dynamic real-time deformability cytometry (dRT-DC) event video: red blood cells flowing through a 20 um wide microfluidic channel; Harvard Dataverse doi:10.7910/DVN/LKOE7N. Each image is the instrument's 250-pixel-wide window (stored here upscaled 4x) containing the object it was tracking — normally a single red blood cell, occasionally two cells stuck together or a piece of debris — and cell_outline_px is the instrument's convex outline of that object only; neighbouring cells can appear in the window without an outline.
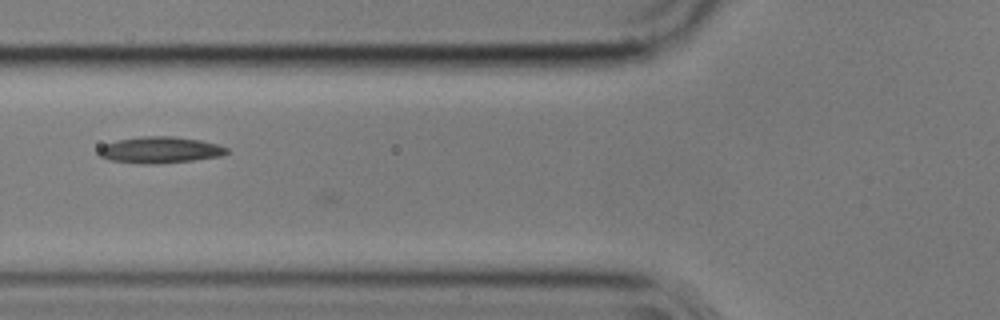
{"species": "common noctule bat (a hibernating species)", "species_latin": "Nyctalus noctula", "temperature_condition": "cold", "stored_images_in_passage": 11, "camera_frame_rate_fps": 3000, "um_per_image_px": 0.085, "animal": {"sex": "male", "body_mass_g": 17.9}, "frame": {"image": 1, "passage_image": 10, "time_ms": 3.0, "image_size_px": [1000, 320], "cell_outline_px": [[228, 152], [220, 156], [192, 160], [156, 164], [144, 164], [108, 160], [100, 156], [96, 152], [104, 144], [120, 140], [140, 136], [172, 136], [200, 140], [216, 144], [228, 148]], "centroid_in_image_um": [13.56, 12.75], "position_along_channel_um": 112.2, "area_um2": 19.59}}